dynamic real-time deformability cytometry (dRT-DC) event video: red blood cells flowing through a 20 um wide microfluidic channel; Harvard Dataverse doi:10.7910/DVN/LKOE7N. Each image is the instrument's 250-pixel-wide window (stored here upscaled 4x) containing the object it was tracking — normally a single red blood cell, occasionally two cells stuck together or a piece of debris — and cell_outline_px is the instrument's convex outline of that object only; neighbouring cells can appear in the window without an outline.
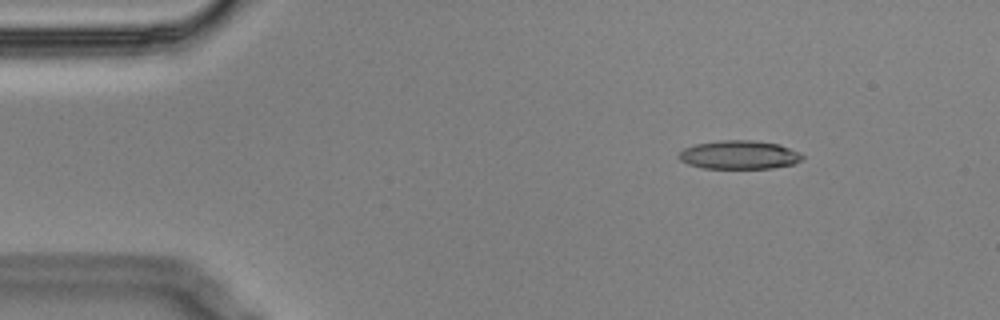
{"species": "Egyptian fruit bat (a non-hibernating species)", "species_latin": "Rousettus aegyptiacus", "temperature_condition": "cold", "stored_images_in_passage": 15, "segment_of_instrument_passage": [1, 3], "camera_frame_rate_fps": 3000, "um_per_image_px": 0.085, "animal": {"sex": "male"}, "frame": {"image": 1, "passage_image": 2, "time_ms": 0.333, "image_size_px": [1000, 320], "cell_outline_px": [[804, 156], [796, 164], [772, 168], [704, 168], [688, 164], [680, 160], [676, 156], [684, 148], [696, 144], [720, 140], [752, 140], [780, 144], [800, 152]], "centroid_in_image_um": [62.85, 13.16], "position_along_channel_um": 22.2, "area_um2": 20.69}}
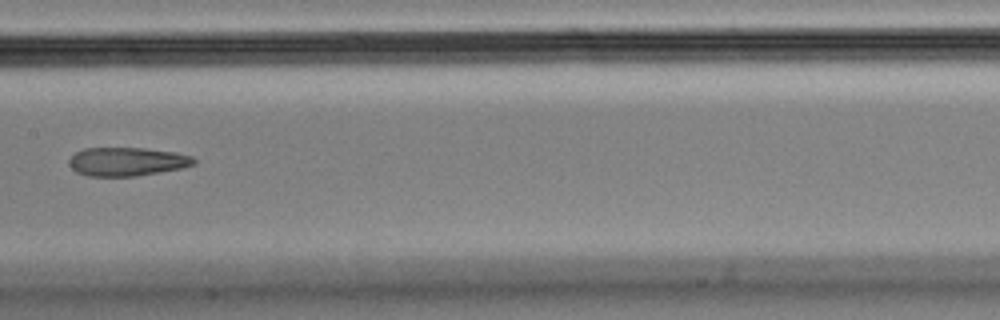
{"frame": {"image": 2, "passage_image": 7, "time_ms": 2.0, "image_size_px": [1000, 320], "cell_outline_px": [[196, 164], [180, 168], [136, 176], [88, 176], [76, 172], [68, 164], [68, 160], [76, 152], [84, 148], [144, 148], [176, 152], [192, 156], [196, 160]], "centroid_in_image_um": [10.78, 13.73], "position_along_channel_um": 196.6, "area_um2": 20.81}}
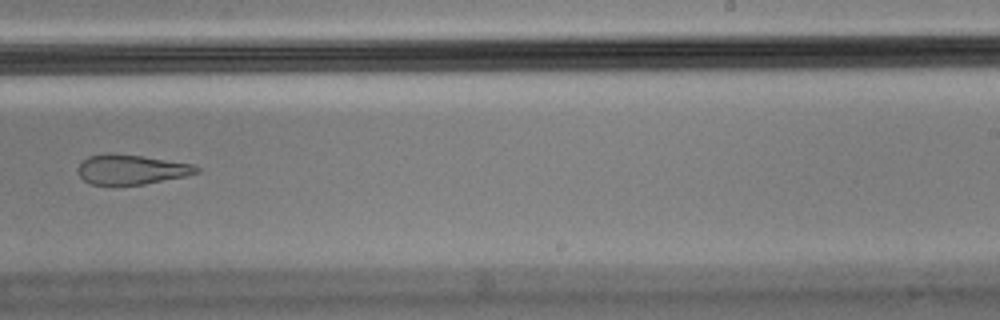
{"frame": {"image": 3, "passage_image": 9, "time_ms": 2.667, "image_size_px": [1000, 320], "cell_outline_px": [[200, 172], [184, 176], [144, 184], [92, 184], [84, 180], [80, 176], [80, 164], [88, 156], [108, 152], [112, 152], [140, 156], [192, 164], [200, 168]], "centroid_in_image_um": [11.17, 14.39], "position_along_channel_um": 277.8, "area_um2": 20.17}}